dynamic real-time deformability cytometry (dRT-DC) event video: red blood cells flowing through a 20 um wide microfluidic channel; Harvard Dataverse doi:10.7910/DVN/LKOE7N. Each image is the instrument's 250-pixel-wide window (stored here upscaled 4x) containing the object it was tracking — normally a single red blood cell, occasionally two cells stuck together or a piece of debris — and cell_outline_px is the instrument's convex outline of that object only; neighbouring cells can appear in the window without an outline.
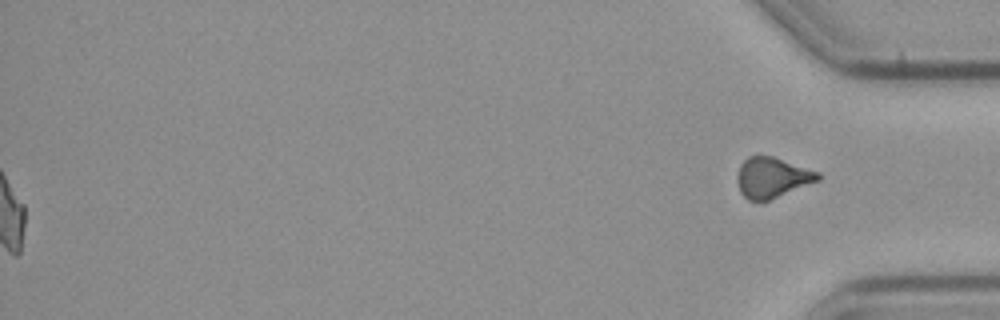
{"species": "common noctule bat (a hibernating species)", "species_latin": "Nyctalus noctula", "temperature_condition": "cold", "stored_images_in_passage": 59, "segment_of_instrument_passage": [2, 2], "camera_frame_rate_fps": 3000, "um_per_image_px": 0.085, "animal": {"sex": "male", "body_mass_g": 23.1, "forearm_length_mm": 52.7}, "frame": {"image": 1, "passage_image": 59, "time_ms": 19.333, "image_size_px": [1000, 320], "cell_outline_px": [[820, 180], [768, 200], [748, 200], [740, 192], [736, 180], [736, 176], [740, 164], [748, 156], [772, 156], [820, 172]], "centroid_in_image_um": [65.61, 15.08], "position_along_channel_um": 369.6, "area_um2": 18.9}}